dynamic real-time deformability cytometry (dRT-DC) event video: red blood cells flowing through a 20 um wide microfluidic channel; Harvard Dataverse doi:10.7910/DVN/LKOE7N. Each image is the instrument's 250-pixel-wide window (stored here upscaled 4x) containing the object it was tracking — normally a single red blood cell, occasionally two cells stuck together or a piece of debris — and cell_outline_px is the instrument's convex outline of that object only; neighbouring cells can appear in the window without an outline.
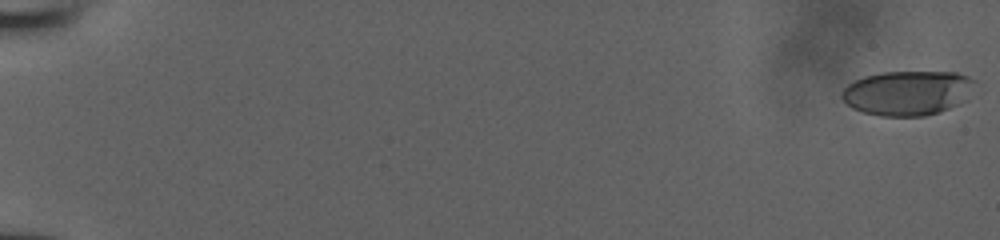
{"species": "human", "species_latin": "Homo sapiens", "temperature_condition": "room temperature", "stored_images_in_passage": 53, "camera_frame_rate_fps": 3000, "um_per_image_px": 0.085, "donor": {"sex": "male"}, "frame": {"image": 1, "passage_image": 1, "time_ms": 0.0, "image_size_px": [1000, 240], "cell_outline_px": [[976, 80], [968, 100], [960, 104], [924, 116], [880, 116], [864, 112], [852, 108], [840, 96], [844, 88], [848, 84], [864, 76], [880, 72], [956, 72], [968, 76]], "centroid_in_image_um": [77.17, 7.89], "position_along_channel_um": 7.8, "area_um2": 34.74}}
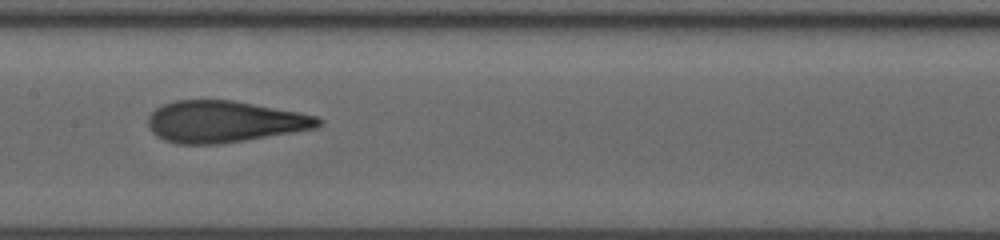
{"frame": {"image": 2, "passage_image": 30, "time_ms": 9.667, "image_size_px": [1000, 240], "cell_outline_px": [[324, 120], [316, 128], [220, 144], [176, 144], [164, 140], [156, 136], [152, 132], [148, 124], [148, 116], [156, 108], [164, 104], [176, 100], [232, 100], [300, 112], [316, 116]], "centroid_in_image_um": [19.04, 10.34], "position_along_channel_um": 188.4, "area_um2": 41.15}}
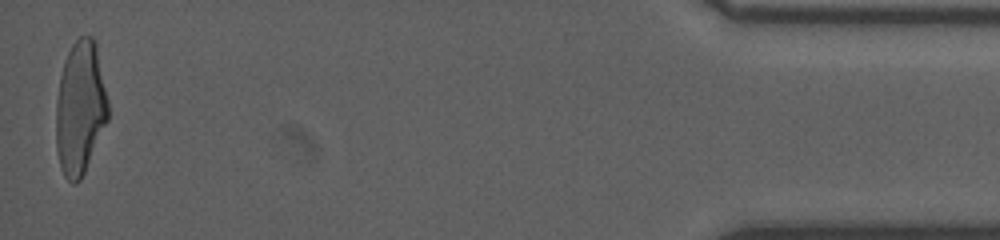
{"frame": {"image": 3, "passage_image": 53, "time_ms": 17.333, "image_size_px": [1000, 240], "cell_outline_px": [[108, 120], [84, 172], [80, 180], [76, 184], [72, 184], [64, 176], [60, 168], [56, 148], [56, 100], [60, 76], [64, 60], [72, 44], [80, 36], [92, 36], [96, 44], [108, 100]], "centroid_in_image_um": [6.8, 9.19], "position_along_channel_um": 428.4, "area_um2": 40.58}}